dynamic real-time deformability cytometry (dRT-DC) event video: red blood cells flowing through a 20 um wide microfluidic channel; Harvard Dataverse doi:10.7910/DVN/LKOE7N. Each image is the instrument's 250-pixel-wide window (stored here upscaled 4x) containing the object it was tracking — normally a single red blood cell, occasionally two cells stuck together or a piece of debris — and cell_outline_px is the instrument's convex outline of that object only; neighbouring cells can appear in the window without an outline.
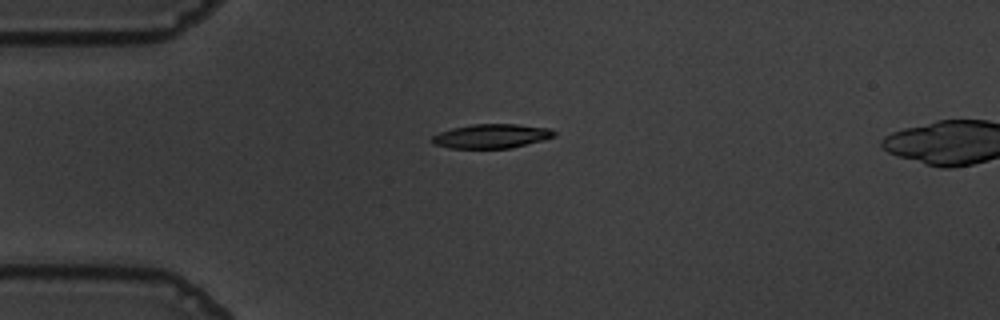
{"species": "common noctule bat (a hibernating species)", "species_latin": "Nyctalus noctula", "temperature_condition": "warm", "stored_images_in_passage": 44, "camera_frame_rate_fps": 3000, "um_per_image_px": 0.085, "animal": {"sex": "male", "body_mass_g": 19.5, "forearm_length_mm": 54.6}, "frame": {"image": 1, "passage_image": 1, "time_ms": 0.0, "image_size_px": [1000, 320], "cell_outline_px": [[556, 136], [544, 140], [512, 148], [448, 148], [432, 144], [432, 136], [440, 132], [452, 128], [472, 124], [516, 124], [548, 128], [556, 132]], "centroid_in_image_um": [41.78, 11.57], "position_along_channel_um": 43.2, "area_um2": 17.28}}
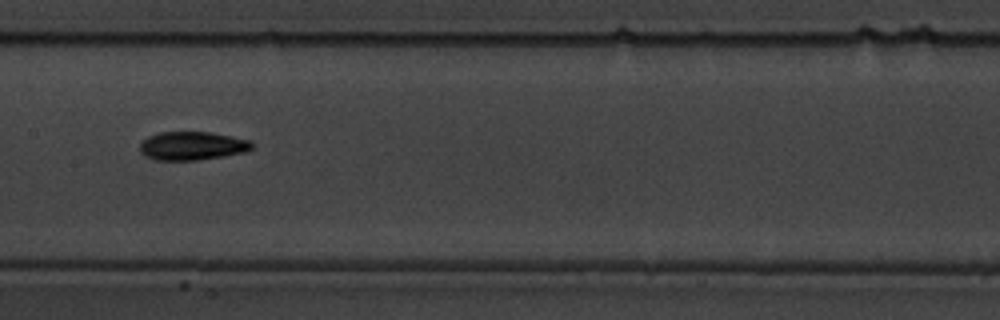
{"frame": {"image": 2, "passage_image": 15, "time_ms": 4.667, "image_size_px": [1000, 320], "cell_outline_px": [[256, 144], [252, 148], [244, 152], [196, 160], [156, 160], [144, 156], [140, 152], [140, 144], [148, 136], [160, 132], [208, 132], [232, 136], [252, 140]], "centroid_in_image_um": [16.35, 12.39], "position_along_channel_um": 191.1, "area_um2": 18.61}}
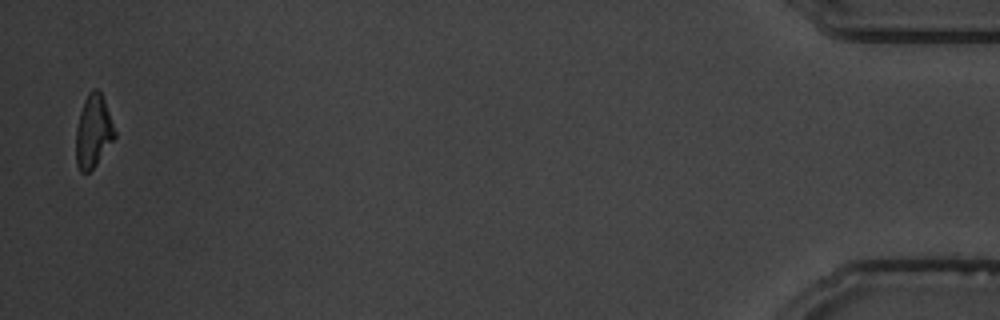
{"frame": {"image": 3, "passage_image": 42, "time_ms": 13.667, "image_size_px": [1000, 320], "cell_outline_px": [[116, 136], [96, 164], [88, 172], [80, 172], [76, 164], [76, 128], [80, 112], [84, 100], [88, 92], [92, 88], [96, 88], [100, 92], [104, 100], [116, 132]], "centroid_in_image_um": [7.91, 11.15], "position_along_channel_um": 427.3, "area_um2": 16.3}, "authors_computed_cell_mechanics": {"area_um2": 17.8313, "velocity_mm_per_s": 3.6228, "shape_relaxation_time_tau1_ms": 5.5003, "shape_relaxation_time_tau2_ms": 3.6996, "deformation_change_tau1": 0.1867, "deformation_change_tau2": 0.0991}}